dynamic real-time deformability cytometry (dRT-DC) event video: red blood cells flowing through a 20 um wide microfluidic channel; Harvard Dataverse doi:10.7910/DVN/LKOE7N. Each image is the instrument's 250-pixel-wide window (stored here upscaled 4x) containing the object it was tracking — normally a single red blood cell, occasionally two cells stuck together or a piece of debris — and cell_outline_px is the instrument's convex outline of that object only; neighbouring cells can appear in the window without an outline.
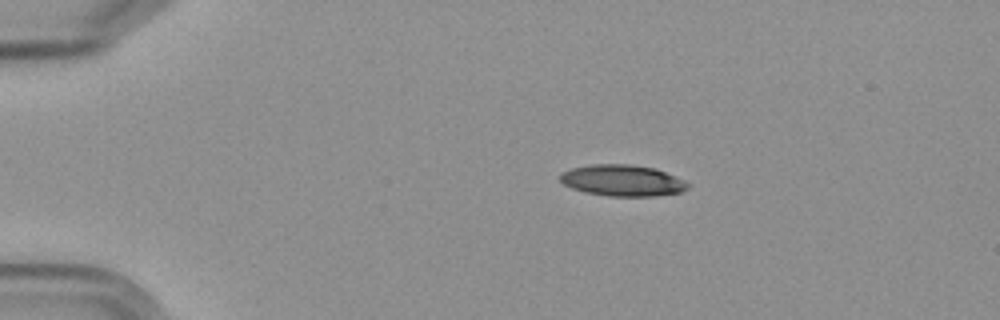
{"species": "Egyptian fruit bat (a non-hibernating species)", "species_latin": "Rousettus aegyptiacus", "temperature_condition": "cold", "stored_images_in_passage": 5, "camera_frame_rate_fps": 3000, "um_per_image_px": 0.085, "frame": {"image": 1, "passage_image": 2, "time_ms": 2.333, "image_size_px": [1000, 320], "cell_outline_px": [[692, 184], [688, 188], [680, 192], [652, 196], [608, 196], [584, 192], [572, 188], [564, 184], [560, 180], [560, 172], [572, 168], [592, 164], [632, 164], [656, 168], [684, 180]], "centroid_in_image_um": [52.91, 15.33], "position_along_channel_um": 32.1, "area_um2": 23.41}}